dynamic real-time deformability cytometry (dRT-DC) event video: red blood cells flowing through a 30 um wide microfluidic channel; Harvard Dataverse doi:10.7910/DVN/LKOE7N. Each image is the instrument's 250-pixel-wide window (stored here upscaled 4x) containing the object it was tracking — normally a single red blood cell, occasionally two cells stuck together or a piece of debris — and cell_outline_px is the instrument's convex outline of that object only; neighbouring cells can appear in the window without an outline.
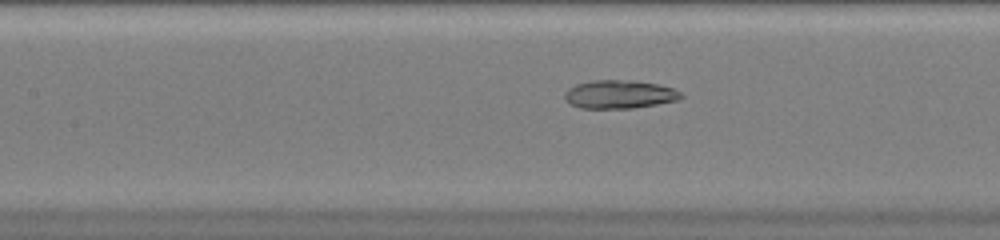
{"species": "common noctule bat (a hibernating species)", "species_latin": "Nyctalus noctula", "temperature_condition": "warm", "stored_images_in_passage": 51, "camera_frame_rate_fps": 3000, "um_per_image_px": 0.085, "animal": {"sex": "female", "body_mass_g": 20.0, "forearm_length_mm": 54.0}, "frame": {"image": 1, "passage_image": 24, "time_ms": 7.667, "image_size_px": [1000, 240], "cell_outline_px": [[684, 96], [680, 100], [632, 108], [580, 108], [568, 104], [564, 100], [564, 92], [568, 88], [576, 84], [592, 80], [636, 80], [656, 84], [672, 88], [680, 92]], "centroid_in_image_um": [52.61, 8.02], "position_along_channel_um": 154.8, "area_um2": 19.42}}
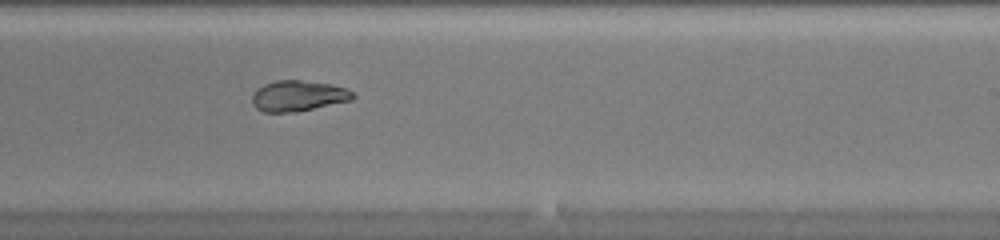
{"frame": {"image": 2, "passage_image": 32, "time_ms": 10.333, "image_size_px": [1000, 240], "cell_outline_px": [[356, 96], [352, 100], [296, 112], [264, 112], [256, 108], [252, 104], [252, 96], [256, 88], [264, 84], [276, 80], [300, 80], [332, 84], [344, 88], [352, 92]], "centroid_in_image_um": [25.32, 8.15], "position_along_channel_um": 263.7, "area_um2": 18.09}}
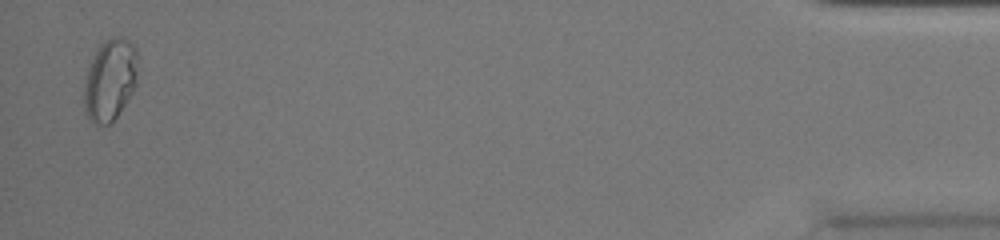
{"frame": {"image": 3, "passage_image": 50, "time_ms": 16.333, "image_size_px": [1000, 240], "cell_outline_px": [[136, 84], [132, 92], [112, 124], [96, 124], [88, 120], [84, 108], [84, 84], [88, 68], [92, 56], [100, 44], [104, 40], [112, 36], [120, 36], [128, 40], [136, 48]], "centroid_in_image_um": [9.33, 6.78], "position_along_channel_um": 425.9, "area_um2": 25.72}, "authors_computed_cell_mechanics": {"area_um2": 21.5016, "velocity_mm_per_s": 4.0932, "shape_relaxation_time_tau1_ms": null, "shape_relaxation_time_tau2_ms": 1.2898, "deformation_change_tau1": null, "deformation_change_tau2": 0.0723}}